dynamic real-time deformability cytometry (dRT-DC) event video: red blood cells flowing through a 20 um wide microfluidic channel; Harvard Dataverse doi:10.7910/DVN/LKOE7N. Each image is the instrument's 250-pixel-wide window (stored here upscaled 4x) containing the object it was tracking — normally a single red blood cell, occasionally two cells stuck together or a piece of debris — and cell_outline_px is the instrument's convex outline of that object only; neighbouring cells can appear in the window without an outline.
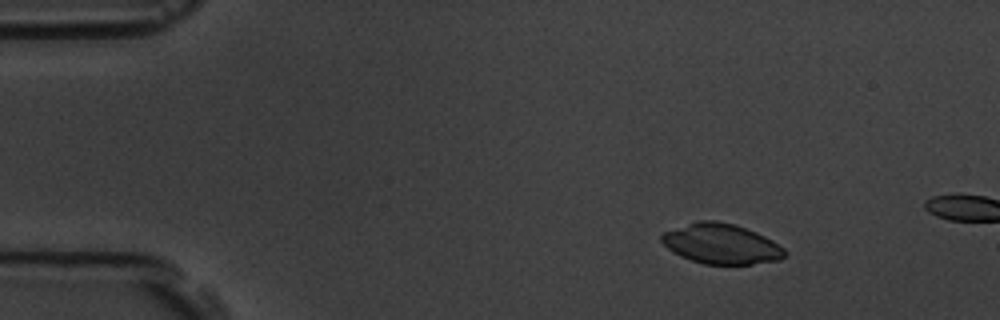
{"species": "common noctule bat (a hibernating species)", "species_latin": "Nyctalus noctula", "temperature_condition": "room temperature", "stored_images_in_passage": 3, "camera_frame_rate_fps": 3000, "um_per_image_px": 0.085, "animal": {"sex": "male", "body_mass_g": 19.5, "forearm_length_mm": 54.6}, "frame": {"image": 1, "passage_image": 1, "time_ms": 0.0, "image_size_px": [1000, 320], "cell_outline_px": [[788, 252], [780, 260], [752, 264], [704, 264], [680, 256], [672, 252], [660, 240], [660, 236], [664, 232], [696, 220], [716, 220], [736, 224], [756, 232], [772, 240], [784, 248]], "centroid_in_image_um": [61.31, 20.72], "position_along_channel_um": 23.7, "area_um2": 28.96}}